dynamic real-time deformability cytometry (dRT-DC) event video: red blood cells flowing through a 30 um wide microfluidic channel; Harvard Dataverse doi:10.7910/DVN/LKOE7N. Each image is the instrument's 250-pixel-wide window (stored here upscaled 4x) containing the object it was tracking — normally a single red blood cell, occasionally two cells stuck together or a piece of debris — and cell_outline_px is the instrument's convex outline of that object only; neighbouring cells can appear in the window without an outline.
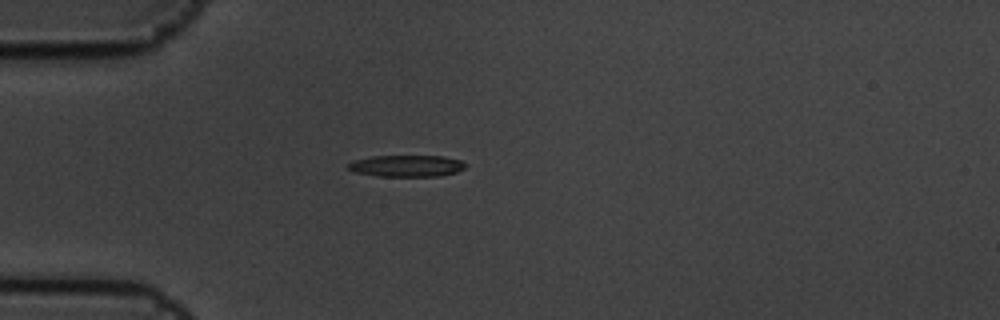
{"species": "common noctule bat (a hibernating species)", "species_latin": "Nyctalus noctula", "temperature_condition": "cold", "stored_images_in_passage": 6, "camera_frame_rate_fps": 3000, "um_per_image_px": 0.085, "animal": {"sex": "male", "body_mass_g": 19.5, "forearm_length_mm": 54.6}, "frame": {"image": 1, "passage_image": 6, "time_ms": 1.667, "image_size_px": [1000, 320], "cell_outline_px": [[468, 164], [464, 168], [456, 172], [440, 176], [376, 176], [352, 172], [348, 168], [348, 164], [352, 160], [372, 156], [444, 156], [460, 160]], "centroid_in_image_um": [34.54, 14.1], "position_along_channel_um": 50.5, "area_um2": 14.91}}